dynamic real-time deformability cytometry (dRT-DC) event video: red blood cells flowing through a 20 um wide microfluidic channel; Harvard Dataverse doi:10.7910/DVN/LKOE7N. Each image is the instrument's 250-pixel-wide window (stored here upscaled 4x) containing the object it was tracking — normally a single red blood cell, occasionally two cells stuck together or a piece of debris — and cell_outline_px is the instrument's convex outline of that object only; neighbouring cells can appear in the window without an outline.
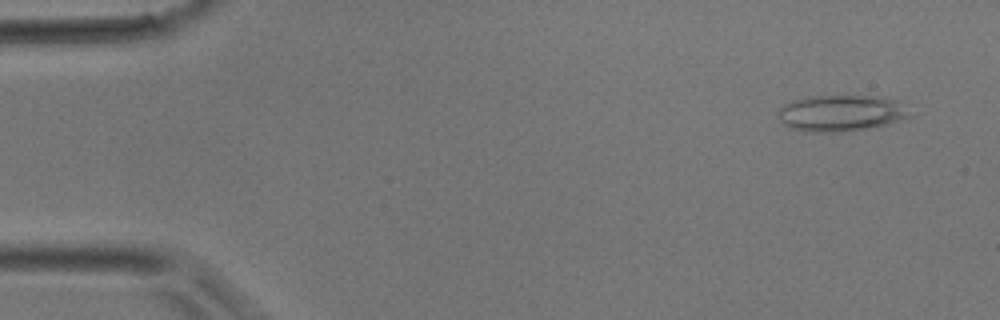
{"species": "common noctule bat (a hibernating species)", "species_latin": "Nyctalus noctula", "temperature_condition": "room temperature", "stored_images_in_passage": 39, "camera_frame_rate_fps": 3000, "um_per_image_px": 0.085, "animal": {"sex": "male", "body_mass_g": 17.9}, "frame": {"image": 1, "passage_image": 3, "time_ms": 0.667, "image_size_px": [1000, 320], "cell_outline_px": [[912, 116], [876, 128], [844, 132], [804, 132], [792, 128], [784, 124], [780, 120], [780, 108], [784, 104], [792, 100], [808, 96], [872, 96], [896, 100]], "centroid_in_image_um": [71.47, 9.64], "position_along_channel_um": 13.5, "area_um2": 27.86}}
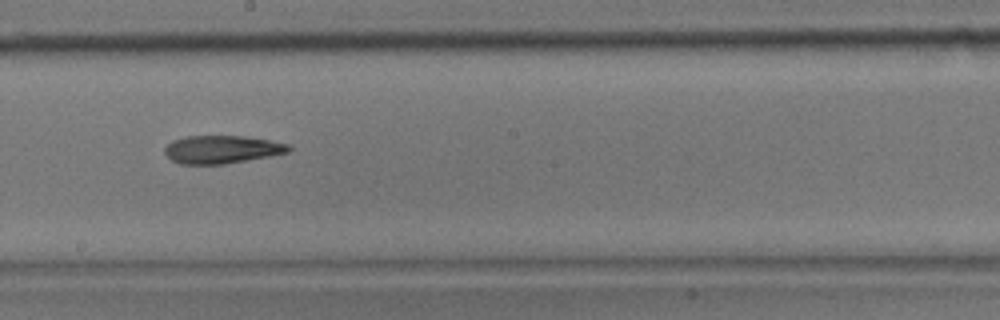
{"frame": {"image": 2, "passage_image": 22, "time_ms": 7.0, "image_size_px": [1000, 320], "cell_outline_px": [[292, 148], [288, 152], [248, 160], [224, 164], [180, 164], [172, 160], [164, 152], [164, 148], [172, 140], [188, 136], [244, 136], [268, 140], [288, 144]], "centroid_in_image_um": [18.83, 12.7], "position_along_channel_um": 229.4, "area_um2": 20.06}}
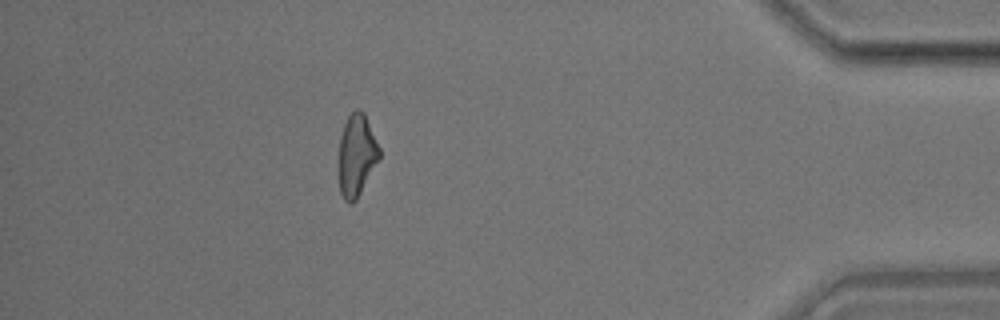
{"frame": {"image": 3, "passage_image": 35, "time_ms": 11.333, "image_size_px": [1000, 320], "cell_outline_px": [[380, 156], [356, 200], [352, 204], [348, 204], [344, 200], [340, 192], [336, 172], [336, 160], [340, 136], [344, 124], [348, 116], [356, 108], [364, 112], [380, 148]], "centroid_in_image_um": [30.24, 13.22], "position_along_channel_um": 405.0, "area_um2": 20.0}}